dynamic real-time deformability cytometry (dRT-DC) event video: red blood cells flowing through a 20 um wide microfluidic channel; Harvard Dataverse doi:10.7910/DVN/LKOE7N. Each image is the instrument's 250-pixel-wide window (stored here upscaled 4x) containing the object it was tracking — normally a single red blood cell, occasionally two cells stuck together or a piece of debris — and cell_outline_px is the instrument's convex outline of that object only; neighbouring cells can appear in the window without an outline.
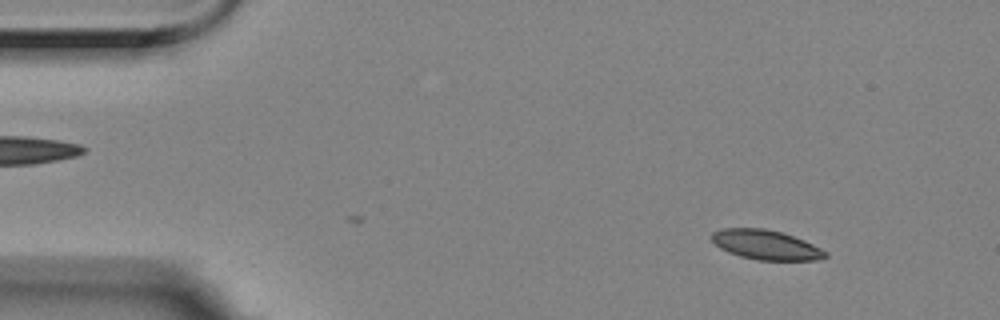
{"species": "Egyptian fruit bat (a non-hibernating species)", "species_latin": "Rousettus aegyptiacus", "temperature_condition": "room temperature", "stored_images_in_passage": 45, "camera_frame_rate_fps": 3000, "um_per_image_px": 0.085, "animal": {"sex": "female"}, "frame": {"image": 1, "passage_image": 1, "time_ms": 0.0, "image_size_px": [1000, 320], "cell_outline_px": [[828, 256], [816, 260], [756, 260], [740, 256], [728, 252], [720, 248], [708, 236], [712, 232], [720, 228], [764, 228], [780, 232], [804, 240], [828, 252]], "centroid_in_image_um": [65.06, 20.8], "position_along_channel_um": 19.9, "area_um2": 19.65}}
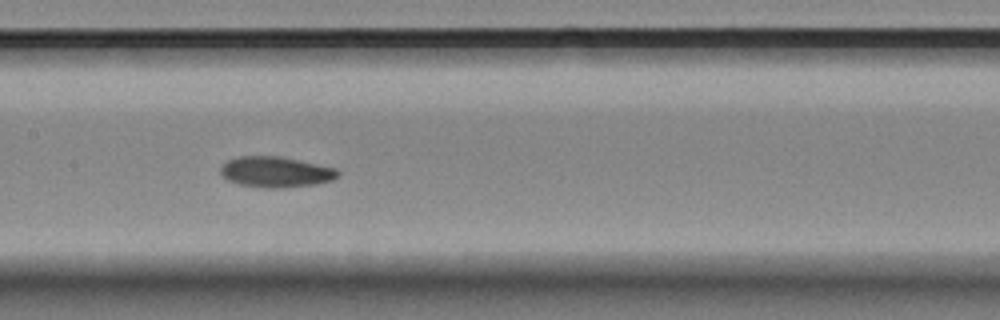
{"frame": {"image": 2, "passage_image": 22, "time_ms": 7.0, "image_size_px": [1000, 320], "cell_outline_px": [[340, 176], [332, 180], [316, 184], [280, 188], [264, 188], [240, 184], [228, 180], [220, 172], [220, 168], [228, 160], [236, 156], [280, 156], [300, 160], [336, 168], [340, 172]], "centroid_in_image_um": [23.47, 14.61], "position_along_channel_um": 183.9, "area_um2": 21.04}}
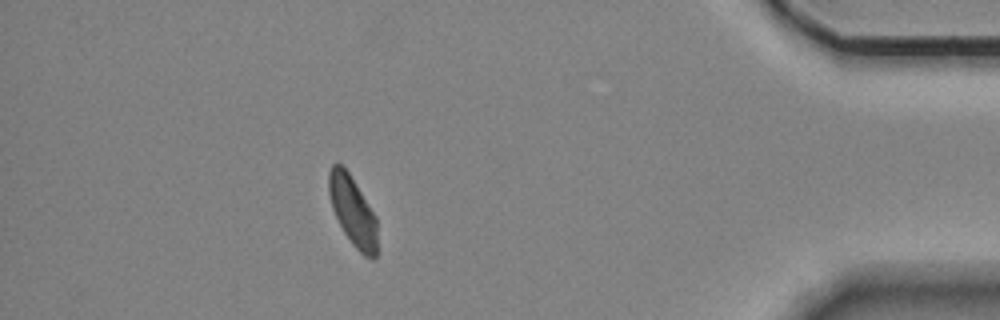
{"frame": {"image": 3, "passage_image": 45, "time_ms": 14.667, "image_size_px": [1000, 320], "cell_outline_px": [[376, 260], [372, 260], [364, 256], [352, 244], [344, 232], [332, 208], [328, 192], [328, 172], [332, 164], [340, 164], [348, 172], [376, 216]], "centroid_in_image_um": [29.97, 17.95], "position_along_channel_um": 405.2, "area_um2": 19.42}, "authors_computed_cell_mechanics": {"area_um2": 20.6346, "velocity_mm_per_s": 3.4995, "shape_relaxation_time_tau1_ms": 5.2994, "shape_relaxation_time_tau2_ms": 4.8687, "deformation_change_tau1": 0.1182, "deformation_change_tau2": 0.0875}}